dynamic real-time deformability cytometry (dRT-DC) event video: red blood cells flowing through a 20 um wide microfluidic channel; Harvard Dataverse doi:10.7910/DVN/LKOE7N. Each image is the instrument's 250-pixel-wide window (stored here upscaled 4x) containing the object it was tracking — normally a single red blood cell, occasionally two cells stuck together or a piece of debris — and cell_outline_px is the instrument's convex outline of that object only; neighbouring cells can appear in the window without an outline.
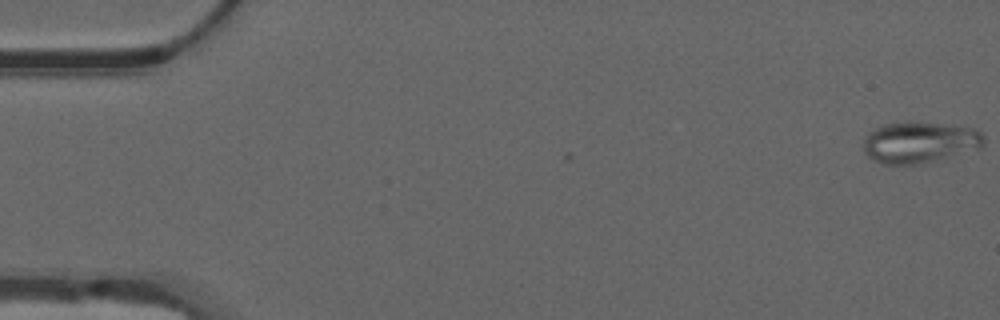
{"species": "common noctule bat (a hibernating species)", "species_latin": "Nyctalus noctula", "temperature_condition": "warm", "stored_images_in_passage": 54, "camera_frame_rate_fps": 3000, "um_per_image_px": 0.085, "animal": {"sex": "male", "forearm_length_mm": 52.5}, "frame": {"image": 1, "passage_image": 1, "time_ms": 0.0, "image_size_px": [1000, 320], "cell_outline_px": [[984, 148], [916, 164], [884, 164], [868, 156], [864, 152], [864, 140], [868, 132], [872, 128], [884, 124], [940, 124], [972, 128], [980, 132], [984, 136]], "centroid_in_image_um": [78.18, 12.12], "position_along_channel_um": 6.8, "area_um2": 28.21}}
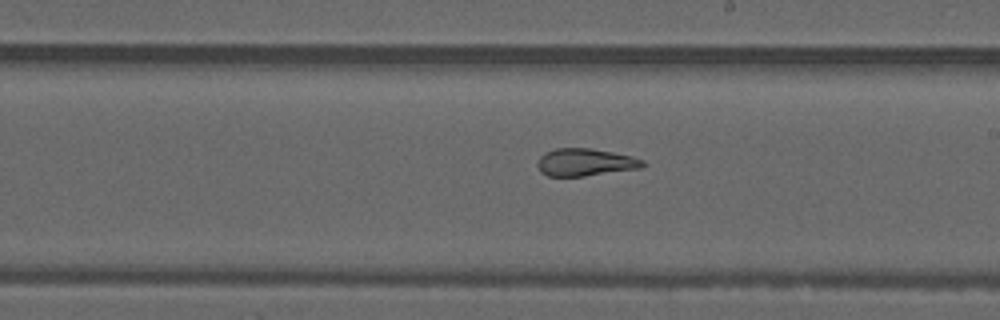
{"frame": {"image": 2, "passage_image": 31, "time_ms": 10.0, "image_size_px": [1000, 320], "cell_outline_px": [[644, 164], [640, 168], [584, 176], [548, 176], [540, 172], [536, 164], [540, 156], [544, 152], [556, 148], [592, 148], [632, 156], [644, 160]], "centroid_in_image_um": [49.7, 13.79], "position_along_channel_um": 239.3, "area_um2": 16.88}}
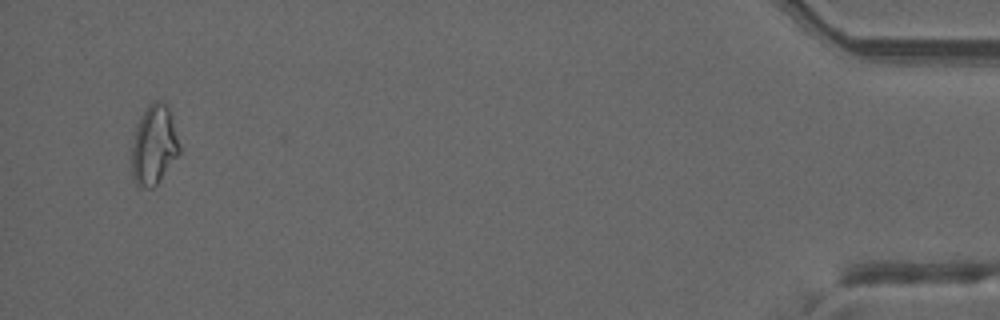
{"frame": {"image": 3, "passage_image": 52, "time_ms": 17.0, "image_size_px": [1000, 320], "cell_outline_px": [[180, 152], [156, 184], [152, 188], [140, 188], [132, 180], [132, 136], [136, 124], [140, 116], [148, 104], [152, 100], [164, 100], [168, 108], [180, 148]], "centroid_in_image_um": [13.03, 12.31], "position_along_channel_um": 422.2, "area_um2": 22.14}, "authors_computed_cell_mechanics": {"area_um2": 20.4323, "velocity_mm_per_s": 3.8022, "shape_relaxation_time_tau1_ms": null, "shape_relaxation_time_tau2_ms": 1.6458, "deformation_change_tau1": null, "deformation_change_tau2": 0.0789}}